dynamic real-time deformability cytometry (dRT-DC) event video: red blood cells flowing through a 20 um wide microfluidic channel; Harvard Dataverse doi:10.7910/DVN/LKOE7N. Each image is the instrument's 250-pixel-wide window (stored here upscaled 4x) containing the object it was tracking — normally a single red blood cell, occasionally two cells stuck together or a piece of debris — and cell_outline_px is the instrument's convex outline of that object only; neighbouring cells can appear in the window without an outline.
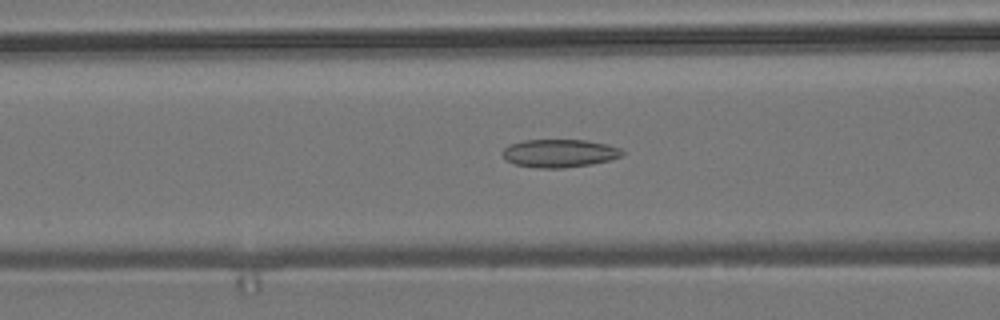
{"species": "common noctule bat (a hibernating species)", "species_latin": "Nyctalus noctula", "temperature_condition": "room temperature", "stored_images_in_passage": 55, "camera_frame_rate_fps": 3000, "um_per_image_px": 0.085, "animal": {"sex": "male", "body_mass_g": 19.2, "forearm_length_mm": 51.8}, "frame": {"image": 1, "passage_image": 22, "time_ms": 7.0, "image_size_px": [1000, 320], "cell_outline_px": [[624, 152], [620, 156], [612, 160], [592, 164], [564, 168], [540, 168], [516, 164], [508, 160], [504, 156], [504, 148], [508, 144], [524, 140], [584, 140], [608, 144], [620, 148]], "centroid_in_image_um": [47.59, 13.02], "position_along_channel_um": 119.0, "area_um2": 19.48}}
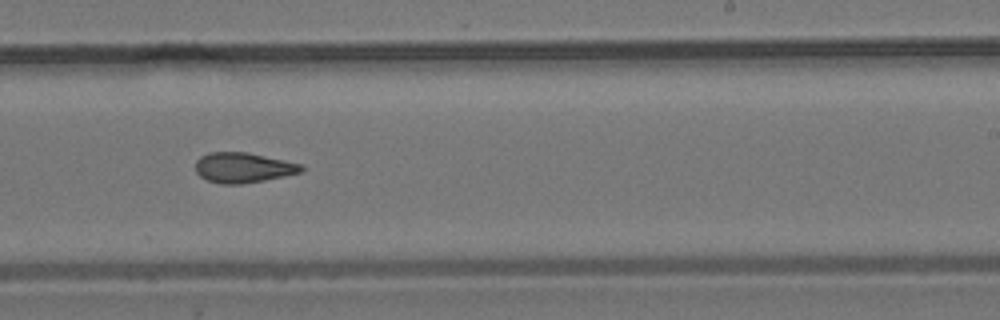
{"frame": {"image": 2, "passage_image": 34, "time_ms": 11.0, "image_size_px": [1000, 320], "cell_outline_px": [[304, 168], [300, 172], [284, 176], [264, 180], [240, 184], [220, 184], [208, 180], [200, 176], [196, 172], [196, 160], [200, 156], [208, 152], [248, 152], [304, 164]], "centroid_in_image_um": [20.67, 14.24], "position_along_channel_um": 268.3, "area_um2": 18.67}}
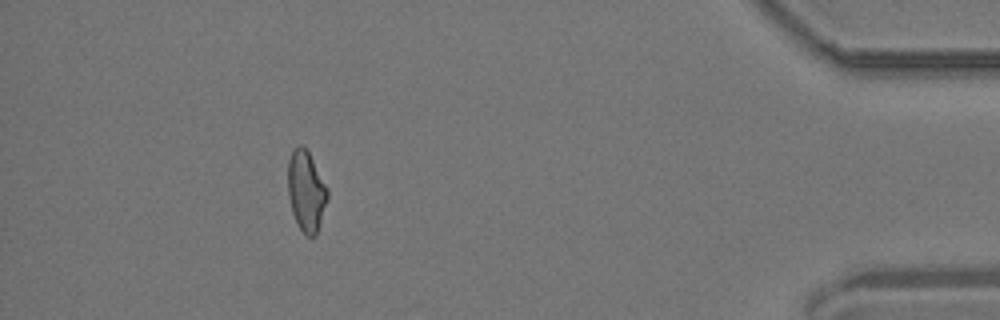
{"frame": {"image": 3, "passage_image": 50, "time_ms": 16.333, "image_size_px": [1000, 320], "cell_outline_px": [[328, 200], [316, 236], [304, 236], [292, 212], [288, 196], [288, 160], [292, 152], [300, 144], [308, 152], [328, 188]], "centroid_in_image_um": [26.03, 16.29], "position_along_channel_um": 409.2, "area_um2": 18.5}, "authors_computed_cell_mechanics": {"area_um2": 19.1896, "velocity_mm_per_s": 3.7364, "shape_relaxation_time_tau1_ms": null, "shape_relaxation_time_tau2_ms": 3.2704, "deformation_change_tau1": null, "deformation_change_tau2": 0.0988}}